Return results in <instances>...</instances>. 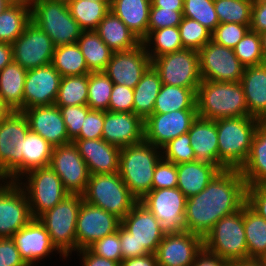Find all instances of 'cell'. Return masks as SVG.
<instances>
[{"label": "cell", "mask_w": 266, "mask_h": 266, "mask_svg": "<svg viewBox=\"0 0 266 266\" xmlns=\"http://www.w3.org/2000/svg\"><path fill=\"white\" fill-rule=\"evenodd\" d=\"M250 30L257 33L266 32V0H254Z\"/></svg>", "instance_id": "cell-59"}, {"label": "cell", "mask_w": 266, "mask_h": 266, "mask_svg": "<svg viewBox=\"0 0 266 266\" xmlns=\"http://www.w3.org/2000/svg\"><path fill=\"white\" fill-rule=\"evenodd\" d=\"M183 17L198 21L211 33L220 24L214 7V0H184Z\"/></svg>", "instance_id": "cell-46"}, {"label": "cell", "mask_w": 266, "mask_h": 266, "mask_svg": "<svg viewBox=\"0 0 266 266\" xmlns=\"http://www.w3.org/2000/svg\"><path fill=\"white\" fill-rule=\"evenodd\" d=\"M53 146L31 130L26 134L22 151V177L37 168L49 166Z\"/></svg>", "instance_id": "cell-37"}, {"label": "cell", "mask_w": 266, "mask_h": 266, "mask_svg": "<svg viewBox=\"0 0 266 266\" xmlns=\"http://www.w3.org/2000/svg\"><path fill=\"white\" fill-rule=\"evenodd\" d=\"M94 1L107 2L109 5H111V3H112V0H94Z\"/></svg>", "instance_id": "cell-73"}, {"label": "cell", "mask_w": 266, "mask_h": 266, "mask_svg": "<svg viewBox=\"0 0 266 266\" xmlns=\"http://www.w3.org/2000/svg\"><path fill=\"white\" fill-rule=\"evenodd\" d=\"M88 249L97 256L119 263L122 261L121 245L117 231L97 240Z\"/></svg>", "instance_id": "cell-53"}, {"label": "cell", "mask_w": 266, "mask_h": 266, "mask_svg": "<svg viewBox=\"0 0 266 266\" xmlns=\"http://www.w3.org/2000/svg\"><path fill=\"white\" fill-rule=\"evenodd\" d=\"M176 187L177 165L162 158L154 169L152 189Z\"/></svg>", "instance_id": "cell-54"}, {"label": "cell", "mask_w": 266, "mask_h": 266, "mask_svg": "<svg viewBox=\"0 0 266 266\" xmlns=\"http://www.w3.org/2000/svg\"><path fill=\"white\" fill-rule=\"evenodd\" d=\"M203 248V237L183 231L165 234L155 255L158 266H192Z\"/></svg>", "instance_id": "cell-21"}, {"label": "cell", "mask_w": 266, "mask_h": 266, "mask_svg": "<svg viewBox=\"0 0 266 266\" xmlns=\"http://www.w3.org/2000/svg\"><path fill=\"white\" fill-rule=\"evenodd\" d=\"M263 264L266 265V252L262 255V257L259 259Z\"/></svg>", "instance_id": "cell-72"}, {"label": "cell", "mask_w": 266, "mask_h": 266, "mask_svg": "<svg viewBox=\"0 0 266 266\" xmlns=\"http://www.w3.org/2000/svg\"><path fill=\"white\" fill-rule=\"evenodd\" d=\"M11 238L19 250L21 258L28 266H36L43 258L46 259L50 253L58 251L52 244L49 233L38 218H33Z\"/></svg>", "instance_id": "cell-25"}, {"label": "cell", "mask_w": 266, "mask_h": 266, "mask_svg": "<svg viewBox=\"0 0 266 266\" xmlns=\"http://www.w3.org/2000/svg\"><path fill=\"white\" fill-rule=\"evenodd\" d=\"M133 101L132 88L114 84L110 95L109 111L133 113Z\"/></svg>", "instance_id": "cell-55"}, {"label": "cell", "mask_w": 266, "mask_h": 266, "mask_svg": "<svg viewBox=\"0 0 266 266\" xmlns=\"http://www.w3.org/2000/svg\"><path fill=\"white\" fill-rule=\"evenodd\" d=\"M31 21V7L9 5L0 13V42L12 44Z\"/></svg>", "instance_id": "cell-42"}, {"label": "cell", "mask_w": 266, "mask_h": 266, "mask_svg": "<svg viewBox=\"0 0 266 266\" xmlns=\"http://www.w3.org/2000/svg\"><path fill=\"white\" fill-rule=\"evenodd\" d=\"M9 4L5 0H0V13L3 12Z\"/></svg>", "instance_id": "cell-70"}, {"label": "cell", "mask_w": 266, "mask_h": 266, "mask_svg": "<svg viewBox=\"0 0 266 266\" xmlns=\"http://www.w3.org/2000/svg\"><path fill=\"white\" fill-rule=\"evenodd\" d=\"M240 83L249 115L258 118L266 110V63L245 67Z\"/></svg>", "instance_id": "cell-29"}, {"label": "cell", "mask_w": 266, "mask_h": 266, "mask_svg": "<svg viewBox=\"0 0 266 266\" xmlns=\"http://www.w3.org/2000/svg\"><path fill=\"white\" fill-rule=\"evenodd\" d=\"M220 170L212 164L193 161L177 165V188L190 198L199 194Z\"/></svg>", "instance_id": "cell-30"}, {"label": "cell", "mask_w": 266, "mask_h": 266, "mask_svg": "<svg viewBox=\"0 0 266 266\" xmlns=\"http://www.w3.org/2000/svg\"><path fill=\"white\" fill-rule=\"evenodd\" d=\"M259 122L266 125V110L258 117Z\"/></svg>", "instance_id": "cell-71"}, {"label": "cell", "mask_w": 266, "mask_h": 266, "mask_svg": "<svg viewBox=\"0 0 266 266\" xmlns=\"http://www.w3.org/2000/svg\"><path fill=\"white\" fill-rule=\"evenodd\" d=\"M121 226L132 234L136 242V257L155 254L165 235L159 227L158 220L139 201L121 220Z\"/></svg>", "instance_id": "cell-19"}, {"label": "cell", "mask_w": 266, "mask_h": 266, "mask_svg": "<svg viewBox=\"0 0 266 266\" xmlns=\"http://www.w3.org/2000/svg\"><path fill=\"white\" fill-rule=\"evenodd\" d=\"M113 85L114 83L104 72L89 73L87 106L91 110L109 111Z\"/></svg>", "instance_id": "cell-44"}, {"label": "cell", "mask_w": 266, "mask_h": 266, "mask_svg": "<svg viewBox=\"0 0 266 266\" xmlns=\"http://www.w3.org/2000/svg\"><path fill=\"white\" fill-rule=\"evenodd\" d=\"M90 175L114 174L119 170L121 148L100 139H74Z\"/></svg>", "instance_id": "cell-26"}, {"label": "cell", "mask_w": 266, "mask_h": 266, "mask_svg": "<svg viewBox=\"0 0 266 266\" xmlns=\"http://www.w3.org/2000/svg\"><path fill=\"white\" fill-rule=\"evenodd\" d=\"M13 61L11 44L0 42V71Z\"/></svg>", "instance_id": "cell-64"}, {"label": "cell", "mask_w": 266, "mask_h": 266, "mask_svg": "<svg viewBox=\"0 0 266 266\" xmlns=\"http://www.w3.org/2000/svg\"><path fill=\"white\" fill-rule=\"evenodd\" d=\"M183 10H168L154 7L151 4L149 12L148 31L165 27H178L183 19Z\"/></svg>", "instance_id": "cell-52"}, {"label": "cell", "mask_w": 266, "mask_h": 266, "mask_svg": "<svg viewBox=\"0 0 266 266\" xmlns=\"http://www.w3.org/2000/svg\"><path fill=\"white\" fill-rule=\"evenodd\" d=\"M187 197L180 189H152L139 202L158 220L165 234L185 231V207Z\"/></svg>", "instance_id": "cell-11"}, {"label": "cell", "mask_w": 266, "mask_h": 266, "mask_svg": "<svg viewBox=\"0 0 266 266\" xmlns=\"http://www.w3.org/2000/svg\"><path fill=\"white\" fill-rule=\"evenodd\" d=\"M230 262L214 255L203 248L196 256L192 266H229Z\"/></svg>", "instance_id": "cell-62"}, {"label": "cell", "mask_w": 266, "mask_h": 266, "mask_svg": "<svg viewBox=\"0 0 266 266\" xmlns=\"http://www.w3.org/2000/svg\"><path fill=\"white\" fill-rule=\"evenodd\" d=\"M49 166L60 177L69 194L82 195L85 192L90 173L73 142L53 147Z\"/></svg>", "instance_id": "cell-16"}, {"label": "cell", "mask_w": 266, "mask_h": 266, "mask_svg": "<svg viewBox=\"0 0 266 266\" xmlns=\"http://www.w3.org/2000/svg\"><path fill=\"white\" fill-rule=\"evenodd\" d=\"M30 130L43 137L53 147L71 143L64 119L55 104L25 109Z\"/></svg>", "instance_id": "cell-23"}, {"label": "cell", "mask_w": 266, "mask_h": 266, "mask_svg": "<svg viewBox=\"0 0 266 266\" xmlns=\"http://www.w3.org/2000/svg\"><path fill=\"white\" fill-rule=\"evenodd\" d=\"M11 46L13 61L26 70L50 64L56 47L51 38L32 21Z\"/></svg>", "instance_id": "cell-14"}, {"label": "cell", "mask_w": 266, "mask_h": 266, "mask_svg": "<svg viewBox=\"0 0 266 266\" xmlns=\"http://www.w3.org/2000/svg\"><path fill=\"white\" fill-rule=\"evenodd\" d=\"M236 57L245 66L265 63L259 33L249 30L233 48Z\"/></svg>", "instance_id": "cell-47"}, {"label": "cell", "mask_w": 266, "mask_h": 266, "mask_svg": "<svg viewBox=\"0 0 266 266\" xmlns=\"http://www.w3.org/2000/svg\"><path fill=\"white\" fill-rule=\"evenodd\" d=\"M83 200L122 220L138 200L131 194L119 173L89 176Z\"/></svg>", "instance_id": "cell-7"}, {"label": "cell", "mask_w": 266, "mask_h": 266, "mask_svg": "<svg viewBox=\"0 0 266 266\" xmlns=\"http://www.w3.org/2000/svg\"><path fill=\"white\" fill-rule=\"evenodd\" d=\"M246 203L266 220V185L247 186Z\"/></svg>", "instance_id": "cell-58"}, {"label": "cell", "mask_w": 266, "mask_h": 266, "mask_svg": "<svg viewBox=\"0 0 266 266\" xmlns=\"http://www.w3.org/2000/svg\"><path fill=\"white\" fill-rule=\"evenodd\" d=\"M30 130L23 112L13 111L0 123V180L18 182L22 178V151Z\"/></svg>", "instance_id": "cell-9"}, {"label": "cell", "mask_w": 266, "mask_h": 266, "mask_svg": "<svg viewBox=\"0 0 266 266\" xmlns=\"http://www.w3.org/2000/svg\"><path fill=\"white\" fill-rule=\"evenodd\" d=\"M249 30L250 24L222 23L211 33V40L233 49Z\"/></svg>", "instance_id": "cell-50"}, {"label": "cell", "mask_w": 266, "mask_h": 266, "mask_svg": "<svg viewBox=\"0 0 266 266\" xmlns=\"http://www.w3.org/2000/svg\"><path fill=\"white\" fill-rule=\"evenodd\" d=\"M95 31L113 52L131 50L141 43L111 10L100 21Z\"/></svg>", "instance_id": "cell-32"}, {"label": "cell", "mask_w": 266, "mask_h": 266, "mask_svg": "<svg viewBox=\"0 0 266 266\" xmlns=\"http://www.w3.org/2000/svg\"><path fill=\"white\" fill-rule=\"evenodd\" d=\"M197 116V109L152 114L144 121V140L162 149L172 139L187 133Z\"/></svg>", "instance_id": "cell-18"}, {"label": "cell", "mask_w": 266, "mask_h": 266, "mask_svg": "<svg viewBox=\"0 0 266 266\" xmlns=\"http://www.w3.org/2000/svg\"><path fill=\"white\" fill-rule=\"evenodd\" d=\"M31 21L51 38L55 46L77 43L83 31L72 17L67 0H34Z\"/></svg>", "instance_id": "cell-6"}, {"label": "cell", "mask_w": 266, "mask_h": 266, "mask_svg": "<svg viewBox=\"0 0 266 266\" xmlns=\"http://www.w3.org/2000/svg\"><path fill=\"white\" fill-rule=\"evenodd\" d=\"M196 161L215 165L218 168V135L216 120L198 117L188 131Z\"/></svg>", "instance_id": "cell-27"}, {"label": "cell", "mask_w": 266, "mask_h": 266, "mask_svg": "<svg viewBox=\"0 0 266 266\" xmlns=\"http://www.w3.org/2000/svg\"><path fill=\"white\" fill-rule=\"evenodd\" d=\"M13 110L0 97V123H2Z\"/></svg>", "instance_id": "cell-67"}, {"label": "cell", "mask_w": 266, "mask_h": 266, "mask_svg": "<svg viewBox=\"0 0 266 266\" xmlns=\"http://www.w3.org/2000/svg\"><path fill=\"white\" fill-rule=\"evenodd\" d=\"M120 266H158L156 255L149 253L143 256L122 260Z\"/></svg>", "instance_id": "cell-63"}, {"label": "cell", "mask_w": 266, "mask_h": 266, "mask_svg": "<svg viewBox=\"0 0 266 266\" xmlns=\"http://www.w3.org/2000/svg\"><path fill=\"white\" fill-rule=\"evenodd\" d=\"M254 0H214L219 23L251 24Z\"/></svg>", "instance_id": "cell-45"}, {"label": "cell", "mask_w": 266, "mask_h": 266, "mask_svg": "<svg viewBox=\"0 0 266 266\" xmlns=\"http://www.w3.org/2000/svg\"><path fill=\"white\" fill-rule=\"evenodd\" d=\"M259 119L253 116L216 120L218 169H240L246 162Z\"/></svg>", "instance_id": "cell-2"}, {"label": "cell", "mask_w": 266, "mask_h": 266, "mask_svg": "<svg viewBox=\"0 0 266 266\" xmlns=\"http://www.w3.org/2000/svg\"><path fill=\"white\" fill-rule=\"evenodd\" d=\"M32 219L24 189L17 182L0 180V238L12 237Z\"/></svg>", "instance_id": "cell-15"}, {"label": "cell", "mask_w": 266, "mask_h": 266, "mask_svg": "<svg viewBox=\"0 0 266 266\" xmlns=\"http://www.w3.org/2000/svg\"><path fill=\"white\" fill-rule=\"evenodd\" d=\"M82 201V195L69 194L38 217L58 250L57 254L65 260L76 251V223Z\"/></svg>", "instance_id": "cell-5"}, {"label": "cell", "mask_w": 266, "mask_h": 266, "mask_svg": "<svg viewBox=\"0 0 266 266\" xmlns=\"http://www.w3.org/2000/svg\"><path fill=\"white\" fill-rule=\"evenodd\" d=\"M17 182L25 191L32 218L52 209L69 195L60 177L50 166L33 169ZM22 179H24L23 182Z\"/></svg>", "instance_id": "cell-10"}, {"label": "cell", "mask_w": 266, "mask_h": 266, "mask_svg": "<svg viewBox=\"0 0 266 266\" xmlns=\"http://www.w3.org/2000/svg\"><path fill=\"white\" fill-rule=\"evenodd\" d=\"M9 5H22L31 7L34 0H5Z\"/></svg>", "instance_id": "cell-68"}, {"label": "cell", "mask_w": 266, "mask_h": 266, "mask_svg": "<svg viewBox=\"0 0 266 266\" xmlns=\"http://www.w3.org/2000/svg\"><path fill=\"white\" fill-rule=\"evenodd\" d=\"M104 125V111L90 110L82 124L80 134L75 139H100Z\"/></svg>", "instance_id": "cell-56"}, {"label": "cell", "mask_w": 266, "mask_h": 266, "mask_svg": "<svg viewBox=\"0 0 266 266\" xmlns=\"http://www.w3.org/2000/svg\"><path fill=\"white\" fill-rule=\"evenodd\" d=\"M102 139L119 148L144 140V121L134 113L104 111Z\"/></svg>", "instance_id": "cell-24"}, {"label": "cell", "mask_w": 266, "mask_h": 266, "mask_svg": "<svg viewBox=\"0 0 266 266\" xmlns=\"http://www.w3.org/2000/svg\"><path fill=\"white\" fill-rule=\"evenodd\" d=\"M151 65L152 60L141 42L131 50L113 52L104 73L114 84L133 89Z\"/></svg>", "instance_id": "cell-20"}, {"label": "cell", "mask_w": 266, "mask_h": 266, "mask_svg": "<svg viewBox=\"0 0 266 266\" xmlns=\"http://www.w3.org/2000/svg\"><path fill=\"white\" fill-rule=\"evenodd\" d=\"M117 232L119 234L122 260L136 257V242L128 231H126L121 225L118 227Z\"/></svg>", "instance_id": "cell-60"}, {"label": "cell", "mask_w": 266, "mask_h": 266, "mask_svg": "<svg viewBox=\"0 0 266 266\" xmlns=\"http://www.w3.org/2000/svg\"><path fill=\"white\" fill-rule=\"evenodd\" d=\"M178 28L185 49L200 51L211 40V32L188 17H183Z\"/></svg>", "instance_id": "cell-48"}, {"label": "cell", "mask_w": 266, "mask_h": 266, "mask_svg": "<svg viewBox=\"0 0 266 266\" xmlns=\"http://www.w3.org/2000/svg\"><path fill=\"white\" fill-rule=\"evenodd\" d=\"M239 171L246 186L266 185V125L258 124L249 156Z\"/></svg>", "instance_id": "cell-31"}, {"label": "cell", "mask_w": 266, "mask_h": 266, "mask_svg": "<svg viewBox=\"0 0 266 266\" xmlns=\"http://www.w3.org/2000/svg\"><path fill=\"white\" fill-rule=\"evenodd\" d=\"M246 183L239 169L219 171L199 194L187 198L185 231L204 236L224 216L246 203Z\"/></svg>", "instance_id": "cell-1"}, {"label": "cell", "mask_w": 266, "mask_h": 266, "mask_svg": "<svg viewBox=\"0 0 266 266\" xmlns=\"http://www.w3.org/2000/svg\"><path fill=\"white\" fill-rule=\"evenodd\" d=\"M142 44L152 61L161 55L184 49L178 27H165L148 31Z\"/></svg>", "instance_id": "cell-41"}, {"label": "cell", "mask_w": 266, "mask_h": 266, "mask_svg": "<svg viewBox=\"0 0 266 266\" xmlns=\"http://www.w3.org/2000/svg\"><path fill=\"white\" fill-rule=\"evenodd\" d=\"M244 231L249 259H260L266 252V220L244 204Z\"/></svg>", "instance_id": "cell-38"}, {"label": "cell", "mask_w": 266, "mask_h": 266, "mask_svg": "<svg viewBox=\"0 0 266 266\" xmlns=\"http://www.w3.org/2000/svg\"><path fill=\"white\" fill-rule=\"evenodd\" d=\"M87 100L88 74L62 77L55 105H87Z\"/></svg>", "instance_id": "cell-43"}, {"label": "cell", "mask_w": 266, "mask_h": 266, "mask_svg": "<svg viewBox=\"0 0 266 266\" xmlns=\"http://www.w3.org/2000/svg\"><path fill=\"white\" fill-rule=\"evenodd\" d=\"M77 44L85 58L90 72H104L113 51L100 38L95 30L82 31Z\"/></svg>", "instance_id": "cell-36"}, {"label": "cell", "mask_w": 266, "mask_h": 266, "mask_svg": "<svg viewBox=\"0 0 266 266\" xmlns=\"http://www.w3.org/2000/svg\"><path fill=\"white\" fill-rule=\"evenodd\" d=\"M153 67L158 71L162 84L184 88H198L202 79L198 51L182 49L155 58Z\"/></svg>", "instance_id": "cell-12"}, {"label": "cell", "mask_w": 266, "mask_h": 266, "mask_svg": "<svg viewBox=\"0 0 266 266\" xmlns=\"http://www.w3.org/2000/svg\"><path fill=\"white\" fill-rule=\"evenodd\" d=\"M51 65L64 76H79L91 73L77 43L55 47Z\"/></svg>", "instance_id": "cell-39"}, {"label": "cell", "mask_w": 266, "mask_h": 266, "mask_svg": "<svg viewBox=\"0 0 266 266\" xmlns=\"http://www.w3.org/2000/svg\"><path fill=\"white\" fill-rule=\"evenodd\" d=\"M154 7L168 10H183L184 0H151Z\"/></svg>", "instance_id": "cell-65"}, {"label": "cell", "mask_w": 266, "mask_h": 266, "mask_svg": "<svg viewBox=\"0 0 266 266\" xmlns=\"http://www.w3.org/2000/svg\"><path fill=\"white\" fill-rule=\"evenodd\" d=\"M198 88L162 84L156 98L153 114H165L177 110L197 109L196 92Z\"/></svg>", "instance_id": "cell-35"}, {"label": "cell", "mask_w": 266, "mask_h": 266, "mask_svg": "<svg viewBox=\"0 0 266 266\" xmlns=\"http://www.w3.org/2000/svg\"><path fill=\"white\" fill-rule=\"evenodd\" d=\"M65 122L69 138L73 141L79 134L87 113V105L58 106Z\"/></svg>", "instance_id": "cell-51"}, {"label": "cell", "mask_w": 266, "mask_h": 266, "mask_svg": "<svg viewBox=\"0 0 266 266\" xmlns=\"http://www.w3.org/2000/svg\"><path fill=\"white\" fill-rule=\"evenodd\" d=\"M199 70L202 80L240 82L245 66L234 50L210 40L200 51Z\"/></svg>", "instance_id": "cell-13"}, {"label": "cell", "mask_w": 266, "mask_h": 266, "mask_svg": "<svg viewBox=\"0 0 266 266\" xmlns=\"http://www.w3.org/2000/svg\"><path fill=\"white\" fill-rule=\"evenodd\" d=\"M62 76L50 64L27 70L23 93V111L55 104Z\"/></svg>", "instance_id": "cell-22"}, {"label": "cell", "mask_w": 266, "mask_h": 266, "mask_svg": "<svg viewBox=\"0 0 266 266\" xmlns=\"http://www.w3.org/2000/svg\"><path fill=\"white\" fill-rule=\"evenodd\" d=\"M229 266H266L259 259H248L230 262Z\"/></svg>", "instance_id": "cell-66"}, {"label": "cell", "mask_w": 266, "mask_h": 266, "mask_svg": "<svg viewBox=\"0 0 266 266\" xmlns=\"http://www.w3.org/2000/svg\"><path fill=\"white\" fill-rule=\"evenodd\" d=\"M72 17L83 31L96 30L100 21L110 11L107 2L94 0H67Z\"/></svg>", "instance_id": "cell-40"}, {"label": "cell", "mask_w": 266, "mask_h": 266, "mask_svg": "<svg viewBox=\"0 0 266 266\" xmlns=\"http://www.w3.org/2000/svg\"><path fill=\"white\" fill-rule=\"evenodd\" d=\"M204 249L228 262L248 260L244 231V205L215 223L203 238Z\"/></svg>", "instance_id": "cell-8"}, {"label": "cell", "mask_w": 266, "mask_h": 266, "mask_svg": "<svg viewBox=\"0 0 266 266\" xmlns=\"http://www.w3.org/2000/svg\"><path fill=\"white\" fill-rule=\"evenodd\" d=\"M27 70L12 61L0 71V97L13 110L23 112Z\"/></svg>", "instance_id": "cell-34"}, {"label": "cell", "mask_w": 266, "mask_h": 266, "mask_svg": "<svg viewBox=\"0 0 266 266\" xmlns=\"http://www.w3.org/2000/svg\"><path fill=\"white\" fill-rule=\"evenodd\" d=\"M162 81L158 71L151 65L138 84L133 88V113L145 121L153 114V108L161 89Z\"/></svg>", "instance_id": "cell-33"}, {"label": "cell", "mask_w": 266, "mask_h": 266, "mask_svg": "<svg viewBox=\"0 0 266 266\" xmlns=\"http://www.w3.org/2000/svg\"><path fill=\"white\" fill-rule=\"evenodd\" d=\"M151 0H112L110 10L142 42L148 35Z\"/></svg>", "instance_id": "cell-28"}, {"label": "cell", "mask_w": 266, "mask_h": 266, "mask_svg": "<svg viewBox=\"0 0 266 266\" xmlns=\"http://www.w3.org/2000/svg\"><path fill=\"white\" fill-rule=\"evenodd\" d=\"M120 225L121 220L115 215L83 200L76 223V251L115 233Z\"/></svg>", "instance_id": "cell-17"}, {"label": "cell", "mask_w": 266, "mask_h": 266, "mask_svg": "<svg viewBox=\"0 0 266 266\" xmlns=\"http://www.w3.org/2000/svg\"><path fill=\"white\" fill-rule=\"evenodd\" d=\"M82 266H120L119 262L93 254L88 248L76 251ZM80 253V254H79Z\"/></svg>", "instance_id": "cell-61"}, {"label": "cell", "mask_w": 266, "mask_h": 266, "mask_svg": "<svg viewBox=\"0 0 266 266\" xmlns=\"http://www.w3.org/2000/svg\"><path fill=\"white\" fill-rule=\"evenodd\" d=\"M0 266H28L11 237L0 238Z\"/></svg>", "instance_id": "cell-57"}, {"label": "cell", "mask_w": 266, "mask_h": 266, "mask_svg": "<svg viewBox=\"0 0 266 266\" xmlns=\"http://www.w3.org/2000/svg\"><path fill=\"white\" fill-rule=\"evenodd\" d=\"M161 151L164 160L176 165L196 161L188 132L172 139Z\"/></svg>", "instance_id": "cell-49"}, {"label": "cell", "mask_w": 266, "mask_h": 266, "mask_svg": "<svg viewBox=\"0 0 266 266\" xmlns=\"http://www.w3.org/2000/svg\"><path fill=\"white\" fill-rule=\"evenodd\" d=\"M196 106L198 117L209 120L250 116L240 82L202 80L196 92Z\"/></svg>", "instance_id": "cell-3"}, {"label": "cell", "mask_w": 266, "mask_h": 266, "mask_svg": "<svg viewBox=\"0 0 266 266\" xmlns=\"http://www.w3.org/2000/svg\"><path fill=\"white\" fill-rule=\"evenodd\" d=\"M160 150L145 140L120 150L118 173L138 201L152 190L154 169L162 159Z\"/></svg>", "instance_id": "cell-4"}, {"label": "cell", "mask_w": 266, "mask_h": 266, "mask_svg": "<svg viewBox=\"0 0 266 266\" xmlns=\"http://www.w3.org/2000/svg\"><path fill=\"white\" fill-rule=\"evenodd\" d=\"M261 39V49L264 57V62L266 63V32L259 33Z\"/></svg>", "instance_id": "cell-69"}]
</instances>
